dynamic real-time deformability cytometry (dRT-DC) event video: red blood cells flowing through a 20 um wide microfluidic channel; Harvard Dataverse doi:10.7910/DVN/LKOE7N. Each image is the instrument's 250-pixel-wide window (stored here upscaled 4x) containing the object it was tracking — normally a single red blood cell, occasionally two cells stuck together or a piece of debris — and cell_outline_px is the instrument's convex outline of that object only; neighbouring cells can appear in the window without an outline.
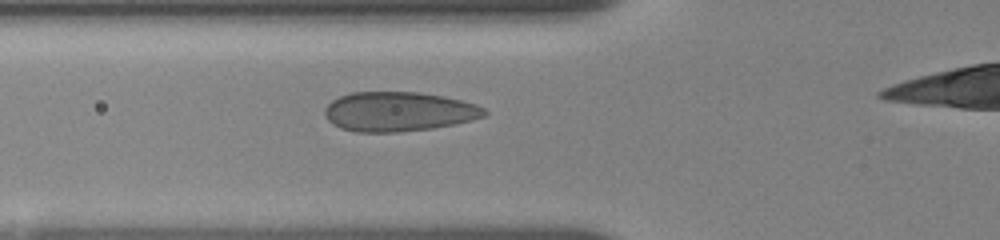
{"species": "human", "species_latin": "Homo sapiens", "temperature_condition": "room temperature", "stored_images_in_passage": 12, "camera_frame_rate_fps": 3000, "um_per_image_px": 0.085, "donor": {"sex": "female"}, "frame": {"image": 1, "passage_image": 8, "time_ms": 3.667, "image_size_px": [1000, 240], "cell_outline_px": [[488, 112], [484, 116], [452, 124], [432, 128], [400, 132], [356, 132], [340, 128], [332, 124], [324, 116], [324, 108], [332, 100], [340, 96], [352, 92], [420, 92], [444, 96], [476, 104], [484, 108]], "centroid_in_image_um": [33.83, 9.48], "position_along_channel_um": 92.0, "area_um2": 36.76}}
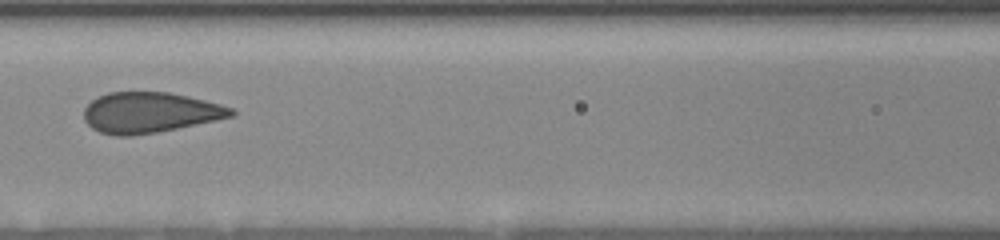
{"frame": {"image": 2, "passage_image": 11, "time_ms": 5.333, "image_size_px": [1000, 240], "cell_outline_px": [[236, 112], [232, 116], [216, 120], [156, 132], [128, 136], [116, 136], [100, 132], [92, 128], [84, 120], [84, 108], [92, 100], [108, 92], [168, 92], [188, 96], [220, 104], [232, 108]], "centroid_in_image_um": [12.71, 9.56], "position_along_channel_um": 153.9, "area_um2": 34.56}}